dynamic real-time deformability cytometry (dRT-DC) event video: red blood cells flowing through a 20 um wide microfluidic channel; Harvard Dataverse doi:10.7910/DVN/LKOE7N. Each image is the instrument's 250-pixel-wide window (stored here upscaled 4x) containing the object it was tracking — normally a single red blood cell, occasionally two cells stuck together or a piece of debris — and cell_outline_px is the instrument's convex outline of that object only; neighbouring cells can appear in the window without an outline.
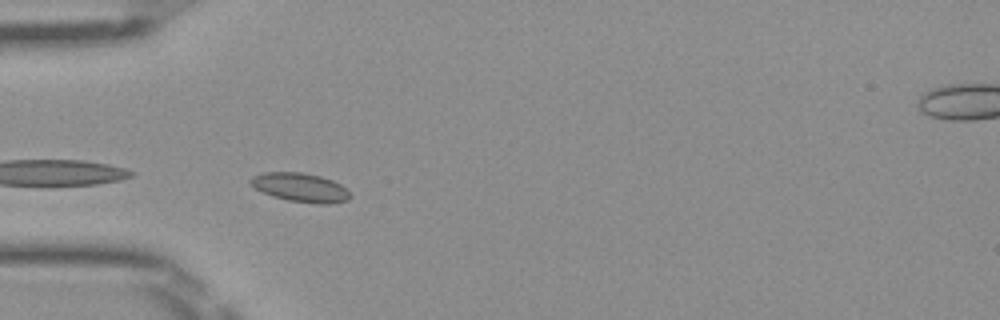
{"species": "Egyptian fruit bat (a non-hibernating species)", "species_latin": "Rousettus aegyptiacus", "temperature_condition": "room temperature", "stored_images_in_passage": 26, "camera_frame_rate_fps": 3000, "um_per_image_px": 0.085, "frame": {"image": 1, "passage_image": 1, "time_ms": 0.0, "image_size_px": [1000, 320], "cell_outline_px": [[352, 196], [348, 200], [328, 204], [320, 204], [288, 200], [272, 196], [256, 188], [248, 180], [252, 176], [264, 172], [300, 172], [320, 176], [332, 180], [340, 184]], "centroid_in_image_um": [25.53, 15.93], "position_along_channel_um": 59.5, "area_um2": 16.59}}
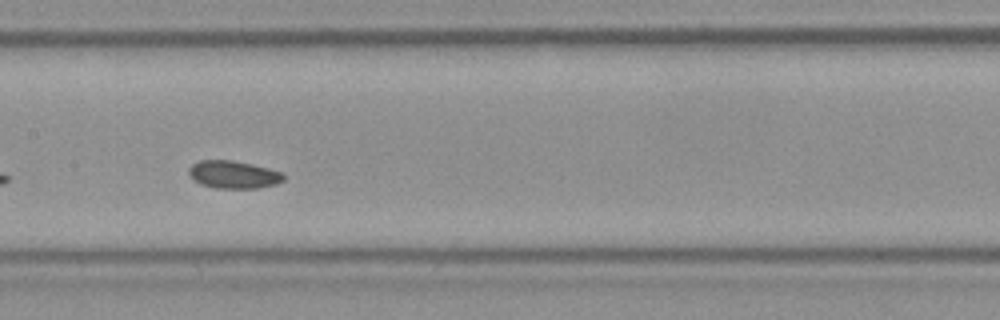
{"frame": {"image": 2, "passage_image": 11, "time_ms": 3.333, "image_size_px": [1000, 320], "cell_outline_px": [[284, 180], [276, 184], [256, 188], [216, 188], [200, 184], [188, 172], [188, 168], [192, 164], [200, 160], [232, 160], [252, 164], [284, 172]], "centroid_in_image_um": [19.87, 14.83], "position_along_channel_um": 187.5, "area_um2": 15.26}}
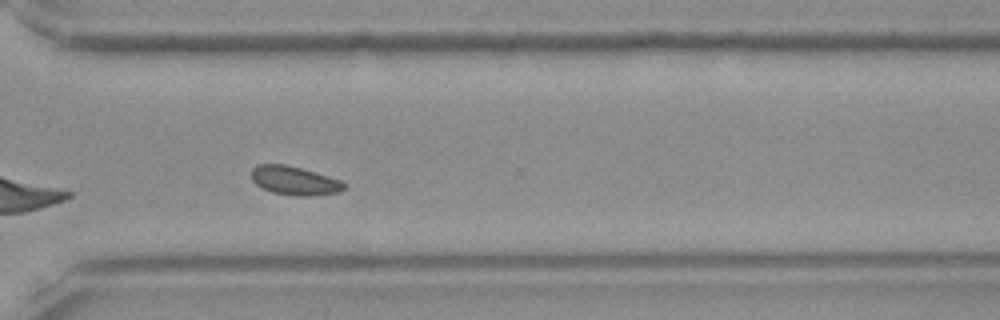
{"frame": {"image": 3, "passage_image": 23, "time_ms": 7.333, "image_size_px": [1000, 320], "cell_outline_px": [[348, 188], [336, 192], [308, 196], [296, 196], [272, 192], [256, 184], [252, 180], [252, 168], [256, 164], [284, 164], [300, 168], [328, 176], [340, 180]], "centroid_in_image_um": [25.01, 15.35], "position_along_channel_um": 345.6, "area_um2": 15.32}, "authors_computed_cell_mechanics": {"area_um2": 15.2592, "velocity_mm_per_s": 3.9551, "shape_relaxation_time_tau1_ms": 3.2466, "shape_relaxation_time_tau2_ms": 3.3551, "deformation_change_tau1": 0.0511, "deformation_change_tau2": 0.0741}}